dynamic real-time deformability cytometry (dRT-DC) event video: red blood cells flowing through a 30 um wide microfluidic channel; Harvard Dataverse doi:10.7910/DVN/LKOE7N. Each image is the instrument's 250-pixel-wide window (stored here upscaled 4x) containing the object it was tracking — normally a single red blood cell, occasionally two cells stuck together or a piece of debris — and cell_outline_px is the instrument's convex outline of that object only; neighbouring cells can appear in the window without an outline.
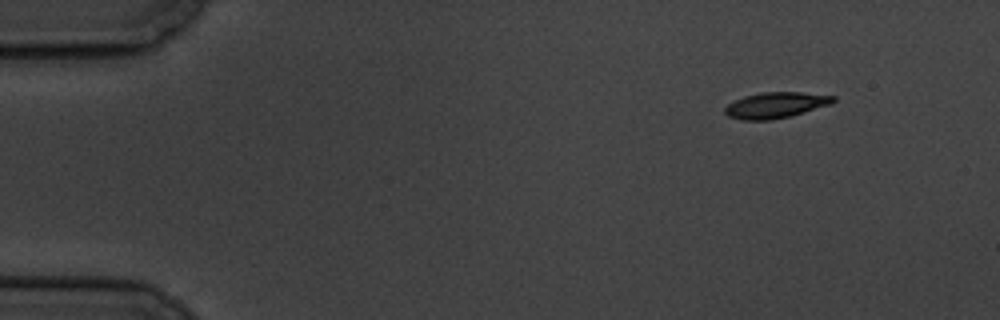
{"species": "common noctule bat (a hibernating species)", "species_latin": "Nyctalus noctula", "temperature_condition": "cold", "stored_images_in_passage": 9, "camera_frame_rate_fps": 3000, "um_per_image_px": 0.085, "animal": {"sex": "male", "body_mass_g": 19.5, "forearm_length_mm": 54.6}, "frame": {"image": 1, "passage_image": 1, "time_ms": 0.0, "image_size_px": [1000, 320], "cell_outline_px": [[836, 100], [832, 104], [804, 112], [772, 120], [744, 120], [728, 116], [724, 112], [724, 108], [728, 104], [744, 96], [764, 92], [800, 92], [836, 96]], "centroid_in_image_um": [65.95, 8.93], "position_along_channel_um": 19.1, "area_um2": 16.24}}
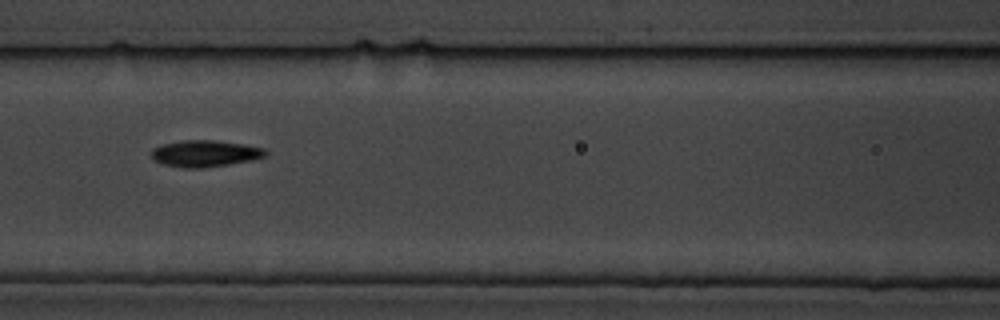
{"frame": {"image": 2, "passage_image": 6, "time_ms": 6.667, "image_size_px": [1000, 320], "cell_outline_px": [[268, 152], [264, 156], [252, 160], [228, 164], [200, 168], [180, 168], [164, 164], [156, 160], [152, 156], [152, 148], [160, 144], [180, 140], [216, 140], [244, 144], [264, 148]], "centroid_in_image_um": [17.41, 13.03], "position_along_channel_um": 149.2, "area_um2": 17.69}}
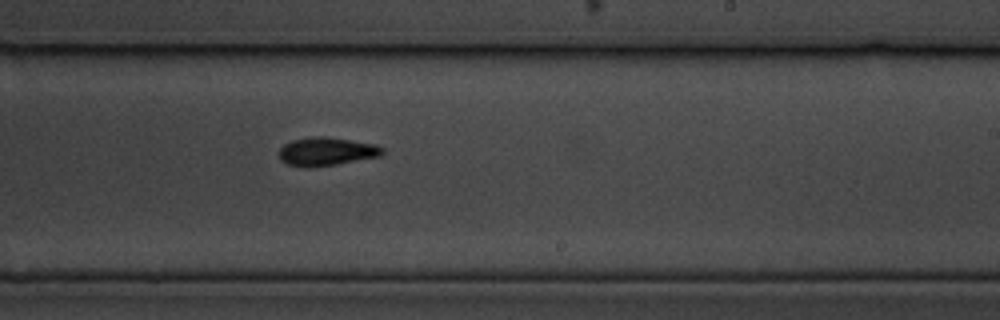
{"frame": {"image": 3, "passage_image": 9, "time_ms": 10.0, "image_size_px": [1000, 320], "cell_outline_px": [[384, 152], [380, 156], [336, 164], [288, 164], [280, 160], [276, 152], [284, 144], [292, 140], [316, 136], [324, 136], [376, 144], [384, 148]], "centroid_in_image_um": [27.77, 12.83], "position_along_channel_um": 261.2, "area_um2": 16.47}}